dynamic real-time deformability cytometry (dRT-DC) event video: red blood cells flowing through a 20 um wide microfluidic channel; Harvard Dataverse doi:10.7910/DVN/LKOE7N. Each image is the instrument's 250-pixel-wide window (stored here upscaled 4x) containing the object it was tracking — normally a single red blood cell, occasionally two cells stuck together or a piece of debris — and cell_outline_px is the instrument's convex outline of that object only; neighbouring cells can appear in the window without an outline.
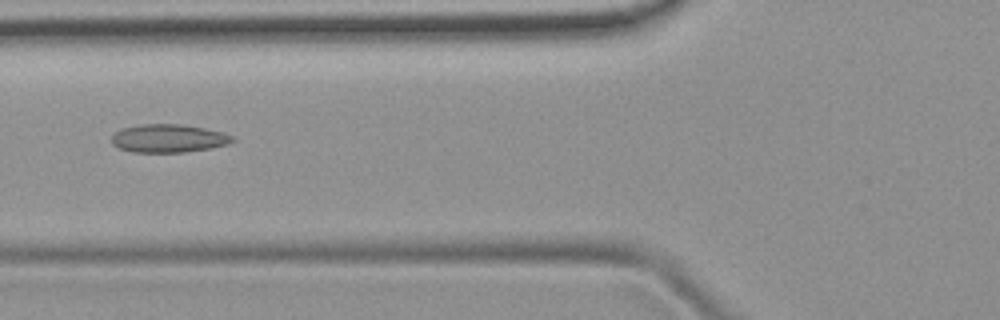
{"species": "common noctule bat (a hibernating species)", "species_latin": "Nyctalus noctula", "temperature_condition": "room temperature", "stored_images_in_passage": 50, "camera_frame_rate_fps": 3000, "um_per_image_px": 0.085, "animal": {"sex": "female", "body_mass_g": 19.9}, "frame": {"image": 1, "passage_image": 19, "time_ms": 6.0, "image_size_px": [1000, 320], "cell_outline_px": [[236, 140], [228, 144], [212, 148], [184, 152], [132, 152], [116, 148], [112, 144], [112, 136], [120, 128], [140, 124], [184, 124], [224, 132], [232, 136]], "centroid_in_image_um": [14.31, 11.76], "position_along_channel_um": 111.5, "area_um2": 20.11}}
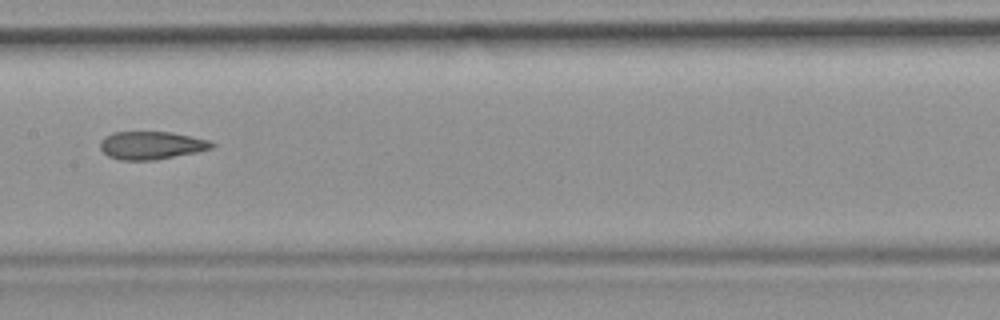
{"frame": {"image": 2, "passage_image": 25, "time_ms": 8.0, "image_size_px": [1000, 320], "cell_outline_px": [[216, 144], [212, 148], [196, 152], [156, 160], [120, 160], [108, 156], [100, 148], [100, 140], [104, 136], [112, 132], [172, 132], [208, 140]], "centroid_in_image_um": [12.84, 12.35], "position_along_channel_um": 194.6, "area_um2": 18.21}}
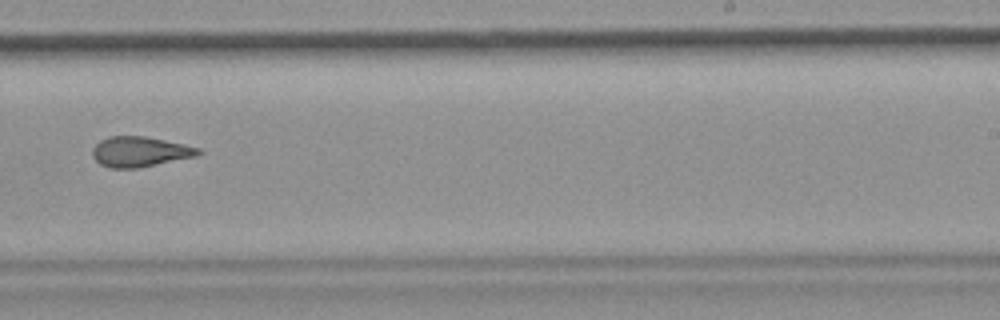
{"frame": {"image": 3, "passage_image": 31, "time_ms": 10.0, "image_size_px": [1000, 320], "cell_outline_px": [[204, 152], [196, 156], [136, 168], [112, 168], [100, 164], [92, 156], [92, 148], [100, 140], [108, 136], [144, 136], [184, 144], [200, 148]], "centroid_in_image_um": [11.88, 12.89], "position_along_channel_um": 277.1, "area_um2": 18.55}}